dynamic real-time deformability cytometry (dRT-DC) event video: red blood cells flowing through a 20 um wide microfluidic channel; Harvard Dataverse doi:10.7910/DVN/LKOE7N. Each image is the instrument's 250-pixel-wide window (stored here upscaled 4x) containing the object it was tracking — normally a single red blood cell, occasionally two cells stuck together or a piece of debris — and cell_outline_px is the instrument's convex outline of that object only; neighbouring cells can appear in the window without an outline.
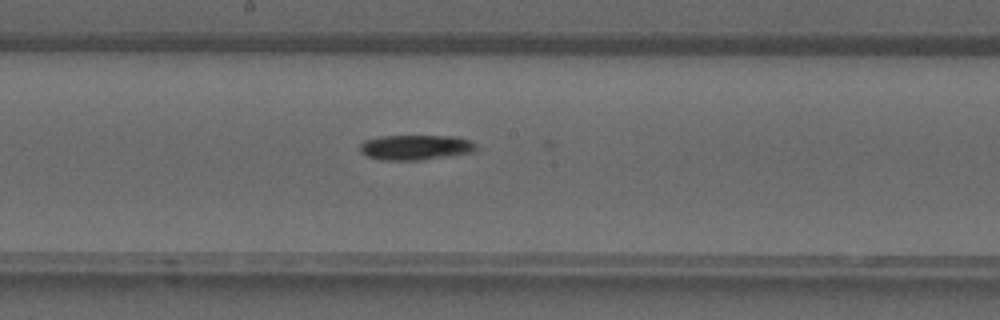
{"species": "common noctule bat (a hibernating species)", "species_latin": "Nyctalus noctula", "temperature_condition": "warm", "stored_images_in_passage": 30, "camera_frame_rate_fps": 3000, "um_per_image_px": 0.085, "animal": {"sex": "male", "forearm_length_mm": 52.5}, "frame": {"image": 1, "passage_image": 15, "time_ms": 4.667, "image_size_px": [1000, 320], "cell_outline_px": [[476, 152], [452, 156], [420, 160], [380, 160], [364, 156], [360, 152], [360, 144], [364, 140], [380, 136], [452, 136], [468, 140], [476, 144]], "centroid_in_image_um": [35.3, 12.54], "position_along_channel_um": 212.9, "area_um2": 17.22}}
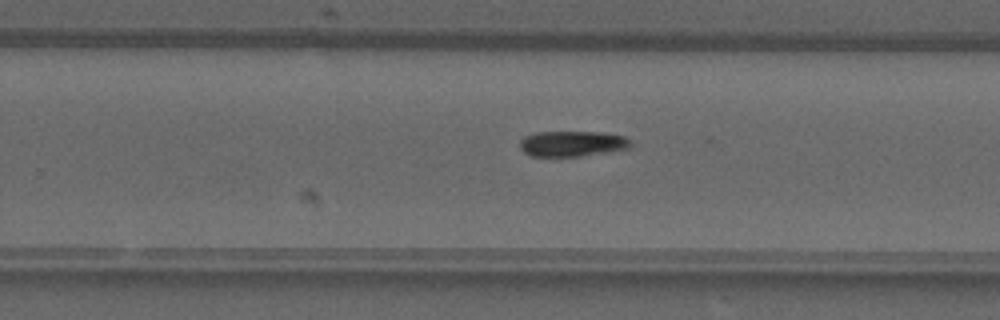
{"frame": {"image": 2, "passage_image": 19, "time_ms": 6.0, "image_size_px": [1000, 320], "cell_outline_px": [[632, 144], [628, 148], [580, 156], [532, 156], [524, 152], [520, 148], [520, 140], [524, 136], [536, 132], [600, 132], [624, 136]], "centroid_in_image_um": [48.59, 12.2], "position_along_channel_um": 281.2, "area_um2": 16.3}}
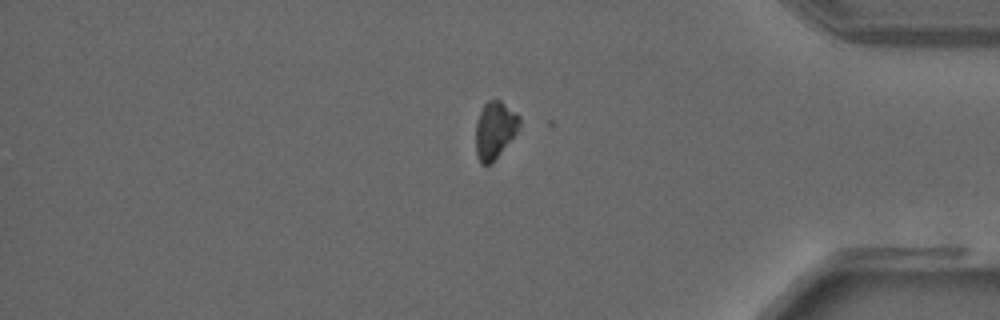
{"frame": {"image": 3, "passage_image": 27, "time_ms": 8.667, "image_size_px": [1000, 320], "cell_outline_px": [[520, 128], [492, 164], [480, 164], [476, 156], [476, 124], [480, 112], [484, 104], [488, 100], [500, 100], [516, 112], [520, 116]], "centroid_in_image_um": [42.07, 11.07], "position_along_channel_um": 393.1, "area_um2": 14.68}}